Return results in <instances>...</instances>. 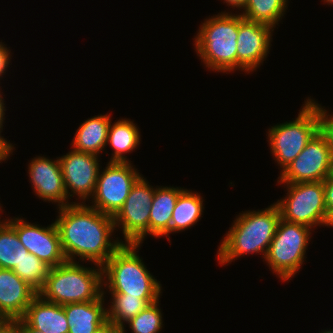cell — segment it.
<instances>
[{
	"mask_svg": "<svg viewBox=\"0 0 333 333\" xmlns=\"http://www.w3.org/2000/svg\"><path fill=\"white\" fill-rule=\"evenodd\" d=\"M89 205L75 203L59 208L54 222L67 261L76 262L79 257L81 262L103 266L123 241L112 239L116 233L113 216Z\"/></svg>",
	"mask_w": 333,
	"mask_h": 333,
	"instance_id": "cell-1",
	"label": "cell"
},
{
	"mask_svg": "<svg viewBox=\"0 0 333 333\" xmlns=\"http://www.w3.org/2000/svg\"><path fill=\"white\" fill-rule=\"evenodd\" d=\"M280 219V210L275 203L263 210L239 213L218 246V263L228 265L237 258L254 253H261L265 258Z\"/></svg>",
	"mask_w": 333,
	"mask_h": 333,
	"instance_id": "cell-2",
	"label": "cell"
},
{
	"mask_svg": "<svg viewBox=\"0 0 333 333\" xmlns=\"http://www.w3.org/2000/svg\"><path fill=\"white\" fill-rule=\"evenodd\" d=\"M141 244L123 243L102 266L103 289L110 294L160 298L162 284L148 271L137 253Z\"/></svg>",
	"mask_w": 333,
	"mask_h": 333,
	"instance_id": "cell-3",
	"label": "cell"
},
{
	"mask_svg": "<svg viewBox=\"0 0 333 333\" xmlns=\"http://www.w3.org/2000/svg\"><path fill=\"white\" fill-rule=\"evenodd\" d=\"M230 13L225 10L206 18L194 36L196 54L210 71L227 74L237 70L239 13Z\"/></svg>",
	"mask_w": 333,
	"mask_h": 333,
	"instance_id": "cell-4",
	"label": "cell"
},
{
	"mask_svg": "<svg viewBox=\"0 0 333 333\" xmlns=\"http://www.w3.org/2000/svg\"><path fill=\"white\" fill-rule=\"evenodd\" d=\"M94 266L90 268L79 264V261H65L52 267L38 294L44 300L62 306L95 301L104 294V289L103 268Z\"/></svg>",
	"mask_w": 333,
	"mask_h": 333,
	"instance_id": "cell-5",
	"label": "cell"
},
{
	"mask_svg": "<svg viewBox=\"0 0 333 333\" xmlns=\"http://www.w3.org/2000/svg\"><path fill=\"white\" fill-rule=\"evenodd\" d=\"M293 121L271 126L267 141L280 173L301 153L307 143L320 130L318 103L307 98Z\"/></svg>",
	"mask_w": 333,
	"mask_h": 333,
	"instance_id": "cell-6",
	"label": "cell"
},
{
	"mask_svg": "<svg viewBox=\"0 0 333 333\" xmlns=\"http://www.w3.org/2000/svg\"><path fill=\"white\" fill-rule=\"evenodd\" d=\"M313 229L280 219L263 261L279 280L289 281L304 264ZM299 270V271H298Z\"/></svg>",
	"mask_w": 333,
	"mask_h": 333,
	"instance_id": "cell-7",
	"label": "cell"
},
{
	"mask_svg": "<svg viewBox=\"0 0 333 333\" xmlns=\"http://www.w3.org/2000/svg\"><path fill=\"white\" fill-rule=\"evenodd\" d=\"M279 184L287 190V196L275 202L281 219L312 229L326 226L329 214L325 205L324 181Z\"/></svg>",
	"mask_w": 333,
	"mask_h": 333,
	"instance_id": "cell-8",
	"label": "cell"
},
{
	"mask_svg": "<svg viewBox=\"0 0 333 333\" xmlns=\"http://www.w3.org/2000/svg\"><path fill=\"white\" fill-rule=\"evenodd\" d=\"M107 163L103 171L99 170L90 207L114 216L142 174L131 162Z\"/></svg>",
	"mask_w": 333,
	"mask_h": 333,
	"instance_id": "cell-9",
	"label": "cell"
},
{
	"mask_svg": "<svg viewBox=\"0 0 333 333\" xmlns=\"http://www.w3.org/2000/svg\"><path fill=\"white\" fill-rule=\"evenodd\" d=\"M155 188L142 175L132 187L123 206L113 216L115 230L122 231L123 243L141 244L149 235V217Z\"/></svg>",
	"mask_w": 333,
	"mask_h": 333,
	"instance_id": "cell-10",
	"label": "cell"
},
{
	"mask_svg": "<svg viewBox=\"0 0 333 333\" xmlns=\"http://www.w3.org/2000/svg\"><path fill=\"white\" fill-rule=\"evenodd\" d=\"M332 159L328 140L319 130L301 153L280 173L277 182L324 181L331 174Z\"/></svg>",
	"mask_w": 333,
	"mask_h": 333,
	"instance_id": "cell-11",
	"label": "cell"
},
{
	"mask_svg": "<svg viewBox=\"0 0 333 333\" xmlns=\"http://www.w3.org/2000/svg\"><path fill=\"white\" fill-rule=\"evenodd\" d=\"M58 158L68 199L77 196L78 199H75H80V202L77 201L76 204H85L95 191L101 168L99 156L72 149Z\"/></svg>",
	"mask_w": 333,
	"mask_h": 333,
	"instance_id": "cell-12",
	"label": "cell"
},
{
	"mask_svg": "<svg viewBox=\"0 0 333 333\" xmlns=\"http://www.w3.org/2000/svg\"><path fill=\"white\" fill-rule=\"evenodd\" d=\"M6 221L16 231L20 242L38 259L50 268L67 261L55 222L47 227L29 223L24 218H6Z\"/></svg>",
	"mask_w": 333,
	"mask_h": 333,
	"instance_id": "cell-13",
	"label": "cell"
},
{
	"mask_svg": "<svg viewBox=\"0 0 333 333\" xmlns=\"http://www.w3.org/2000/svg\"><path fill=\"white\" fill-rule=\"evenodd\" d=\"M273 31V27L247 20L239 13L237 70L249 74L263 64L272 46Z\"/></svg>",
	"mask_w": 333,
	"mask_h": 333,
	"instance_id": "cell-14",
	"label": "cell"
},
{
	"mask_svg": "<svg viewBox=\"0 0 333 333\" xmlns=\"http://www.w3.org/2000/svg\"><path fill=\"white\" fill-rule=\"evenodd\" d=\"M49 159L45 156H36L28 164L29 180L37 197L46 202L56 204L57 208L75 204L68 202L59 158Z\"/></svg>",
	"mask_w": 333,
	"mask_h": 333,
	"instance_id": "cell-15",
	"label": "cell"
},
{
	"mask_svg": "<svg viewBox=\"0 0 333 333\" xmlns=\"http://www.w3.org/2000/svg\"><path fill=\"white\" fill-rule=\"evenodd\" d=\"M37 295L12 269L0 268V318L21 319Z\"/></svg>",
	"mask_w": 333,
	"mask_h": 333,
	"instance_id": "cell-16",
	"label": "cell"
},
{
	"mask_svg": "<svg viewBox=\"0 0 333 333\" xmlns=\"http://www.w3.org/2000/svg\"><path fill=\"white\" fill-rule=\"evenodd\" d=\"M22 319L43 333H68L69 325L62 305L44 300L39 294L32 300Z\"/></svg>",
	"mask_w": 333,
	"mask_h": 333,
	"instance_id": "cell-17",
	"label": "cell"
},
{
	"mask_svg": "<svg viewBox=\"0 0 333 333\" xmlns=\"http://www.w3.org/2000/svg\"><path fill=\"white\" fill-rule=\"evenodd\" d=\"M104 294L95 301L63 305L69 325L68 333H94L107 321Z\"/></svg>",
	"mask_w": 333,
	"mask_h": 333,
	"instance_id": "cell-18",
	"label": "cell"
},
{
	"mask_svg": "<svg viewBox=\"0 0 333 333\" xmlns=\"http://www.w3.org/2000/svg\"><path fill=\"white\" fill-rule=\"evenodd\" d=\"M183 188L155 186L149 217V235L154 238L168 237L170 241V224L172 212Z\"/></svg>",
	"mask_w": 333,
	"mask_h": 333,
	"instance_id": "cell-19",
	"label": "cell"
},
{
	"mask_svg": "<svg viewBox=\"0 0 333 333\" xmlns=\"http://www.w3.org/2000/svg\"><path fill=\"white\" fill-rule=\"evenodd\" d=\"M110 116V114L95 115L81 123L71 141L72 149L100 156L99 154L107 146Z\"/></svg>",
	"mask_w": 333,
	"mask_h": 333,
	"instance_id": "cell-20",
	"label": "cell"
},
{
	"mask_svg": "<svg viewBox=\"0 0 333 333\" xmlns=\"http://www.w3.org/2000/svg\"><path fill=\"white\" fill-rule=\"evenodd\" d=\"M137 124L130 119L121 118L110 123L106 145L112 147L109 162H131L125 154L135 151L140 145L141 134Z\"/></svg>",
	"mask_w": 333,
	"mask_h": 333,
	"instance_id": "cell-21",
	"label": "cell"
},
{
	"mask_svg": "<svg viewBox=\"0 0 333 333\" xmlns=\"http://www.w3.org/2000/svg\"><path fill=\"white\" fill-rule=\"evenodd\" d=\"M204 199L198 192L184 189L172 212L170 234L185 231L197 224L203 215Z\"/></svg>",
	"mask_w": 333,
	"mask_h": 333,
	"instance_id": "cell-22",
	"label": "cell"
},
{
	"mask_svg": "<svg viewBox=\"0 0 333 333\" xmlns=\"http://www.w3.org/2000/svg\"><path fill=\"white\" fill-rule=\"evenodd\" d=\"M111 301L107 310V320L125 329V323L160 298H138L126 294H109Z\"/></svg>",
	"mask_w": 333,
	"mask_h": 333,
	"instance_id": "cell-23",
	"label": "cell"
},
{
	"mask_svg": "<svg viewBox=\"0 0 333 333\" xmlns=\"http://www.w3.org/2000/svg\"><path fill=\"white\" fill-rule=\"evenodd\" d=\"M288 3V0H247L240 14L247 20L276 28L284 17Z\"/></svg>",
	"mask_w": 333,
	"mask_h": 333,
	"instance_id": "cell-24",
	"label": "cell"
},
{
	"mask_svg": "<svg viewBox=\"0 0 333 333\" xmlns=\"http://www.w3.org/2000/svg\"><path fill=\"white\" fill-rule=\"evenodd\" d=\"M28 253L6 219L0 222V268L13 269Z\"/></svg>",
	"mask_w": 333,
	"mask_h": 333,
	"instance_id": "cell-25",
	"label": "cell"
},
{
	"mask_svg": "<svg viewBox=\"0 0 333 333\" xmlns=\"http://www.w3.org/2000/svg\"><path fill=\"white\" fill-rule=\"evenodd\" d=\"M49 270L50 267L32 253L24 255L19 264L12 269L19 278L27 282L37 292L44 287Z\"/></svg>",
	"mask_w": 333,
	"mask_h": 333,
	"instance_id": "cell-26",
	"label": "cell"
},
{
	"mask_svg": "<svg viewBox=\"0 0 333 333\" xmlns=\"http://www.w3.org/2000/svg\"><path fill=\"white\" fill-rule=\"evenodd\" d=\"M159 302L158 300L150 304L127 322L131 333H159L162 330L164 326L163 314ZM125 331L123 329V333H127Z\"/></svg>",
	"mask_w": 333,
	"mask_h": 333,
	"instance_id": "cell-27",
	"label": "cell"
},
{
	"mask_svg": "<svg viewBox=\"0 0 333 333\" xmlns=\"http://www.w3.org/2000/svg\"><path fill=\"white\" fill-rule=\"evenodd\" d=\"M318 110L320 118V131L326 136L333 156V114L329 115V112L324 106L322 107L321 104H318Z\"/></svg>",
	"mask_w": 333,
	"mask_h": 333,
	"instance_id": "cell-28",
	"label": "cell"
},
{
	"mask_svg": "<svg viewBox=\"0 0 333 333\" xmlns=\"http://www.w3.org/2000/svg\"><path fill=\"white\" fill-rule=\"evenodd\" d=\"M324 198L329 214L333 210V176L331 174L324 180Z\"/></svg>",
	"mask_w": 333,
	"mask_h": 333,
	"instance_id": "cell-29",
	"label": "cell"
},
{
	"mask_svg": "<svg viewBox=\"0 0 333 333\" xmlns=\"http://www.w3.org/2000/svg\"><path fill=\"white\" fill-rule=\"evenodd\" d=\"M10 52L9 47H6V45L0 41V79L6 73L7 67H9L8 65L11 63L10 59H12V55Z\"/></svg>",
	"mask_w": 333,
	"mask_h": 333,
	"instance_id": "cell-30",
	"label": "cell"
},
{
	"mask_svg": "<svg viewBox=\"0 0 333 333\" xmlns=\"http://www.w3.org/2000/svg\"><path fill=\"white\" fill-rule=\"evenodd\" d=\"M0 333H21L20 319L0 318Z\"/></svg>",
	"mask_w": 333,
	"mask_h": 333,
	"instance_id": "cell-31",
	"label": "cell"
},
{
	"mask_svg": "<svg viewBox=\"0 0 333 333\" xmlns=\"http://www.w3.org/2000/svg\"><path fill=\"white\" fill-rule=\"evenodd\" d=\"M1 87V86H0ZM3 92H1V88H0V139L11 149V154L13 153V150L15 149L14 145L12 143H10V140H6L4 138V136L1 135V132L3 131V124H4V120H5V101H4V97H2L3 94H1Z\"/></svg>",
	"mask_w": 333,
	"mask_h": 333,
	"instance_id": "cell-32",
	"label": "cell"
},
{
	"mask_svg": "<svg viewBox=\"0 0 333 333\" xmlns=\"http://www.w3.org/2000/svg\"><path fill=\"white\" fill-rule=\"evenodd\" d=\"M94 333H123V328L107 320Z\"/></svg>",
	"mask_w": 333,
	"mask_h": 333,
	"instance_id": "cell-33",
	"label": "cell"
},
{
	"mask_svg": "<svg viewBox=\"0 0 333 333\" xmlns=\"http://www.w3.org/2000/svg\"><path fill=\"white\" fill-rule=\"evenodd\" d=\"M11 149L0 139V163L10 158Z\"/></svg>",
	"mask_w": 333,
	"mask_h": 333,
	"instance_id": "cell-34",
	"label": "cell"
},
{
	"mask_svg": "<svg viewBox=\"0 0 333 333\" xmlns=\"http://www.w3.org/2000/svg\"><path fill=\"white\" fill-rule=\"evenodd\" d=\"M223 1H224L223 3H226L228 7L231 6L230 8H233V10L235 8H237L238 10L240 9L243 10L247 2V0H223Z\"/></svg>",
	"mask_w": 333,
	"mask_h": 333,
	"instance_id": "cell-35",
	"label": "cell"
},
{
	"mask_svg": "<svg viewBox=\"0 0 333 333\" xmlns=\"http://www.w3.org/2000/svg\"><path fill=\"white\" fill-rule=\"evenodd\" d=\"M21 333H43L30 327L22 318L20 319Z\"/></svg>",
	"mask_w": 333,
	"mask_h": 333,
	"instance_id": "cell-36",
	"label": "cell"
},
{
	"mask_svg": "<svg viewBox=\"0 0 333 333\" xmlns=\"http://www.w3.org/2000/svg\"><path fill=\"white\" fill-rule=\"evenodd\" d=\"M333 227V210L329 213L326 227Z\"/></svg>",
	"mask_w": 333,
	"mask_h": 333,
	"instance_id": "cell-37",
	"label": "cell"
},
{
	"mask_svg": "<svg viewBox=\"0 0 333 333\" xmlns=\"http://www.w3.org/2000/svg\"><path fill=\"white\" fill-rule=\"evenodd\" d=\"M324 4L327 3L328 5H333V0H323Z\"/></svg>",
	"mask_w": 333,
	"mask_h": 333,
	"instance_id": "cell-38",
	"label": "cell"
},
{
	"mask_svg": "<svg viewBox=\"0 0 333 333\" xmlns=\"http://www.w3.org/2000/svg\"><path fill=\"white\" fill-rule=\"evenodd\" d=\"M0 211H1V213L3 212V210H2V206H1V203H0ZM0 217H1V215H0ZM2 221H5V220H4V219L1 220V218H0V222H2Z\"/></svg>",
	"mask_w": 333,
	"mask_h": 333,
	"instance_id": "cell-39",
	"label": "cell"
},
{
	"mask_svg": "<svg viewBox=\"0 0 333 333\" xmlns=\"http://www.w3.org/2000/svg\"><path fill=\"white\" fill-rule=\"evenodd\" d=\"M324 331H325L326 333H333V329H331V330H330V329H329V330L327 329V330H324Z\"/></svg>",
	"mask_w": 333,
	"mask_h": 333,
	"instance_id": "cell-40",
	"label": "cell"
},
{
	"mask_svg": "<svg viewBox=\"0 0 333 333\" xmlns=\"http://www.w3.org/2000/svg\"><path fill=\"white\" fill-rule=\"evenodd\" d=\"M331 175L333 176V159H332V169H331Z\"/></svg>",
	"mask_w": 333,
	"mask_h": 333,
	"instance_id": "cell-41",
	"label": "cell"
}]
</instances>
